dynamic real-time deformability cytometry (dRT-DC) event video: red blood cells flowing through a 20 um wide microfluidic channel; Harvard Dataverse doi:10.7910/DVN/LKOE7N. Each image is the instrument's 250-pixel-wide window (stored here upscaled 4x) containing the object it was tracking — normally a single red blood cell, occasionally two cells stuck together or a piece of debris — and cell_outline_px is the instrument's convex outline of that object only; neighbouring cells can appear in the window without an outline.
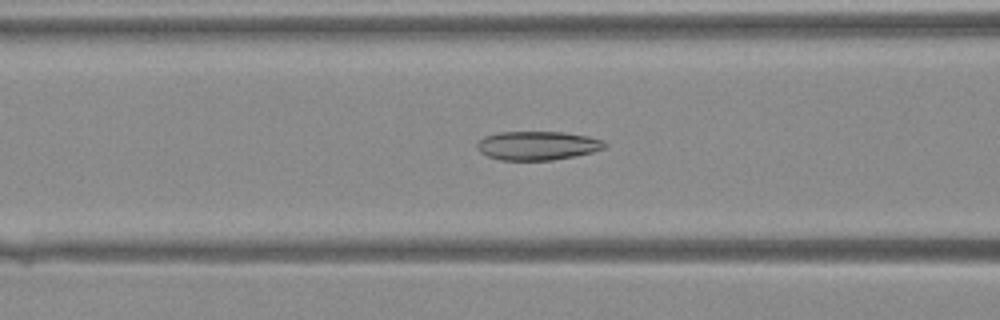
{"species": "Egyptian fruit bat (a non-hibernating species)", "species_latin": "Rousettus aegyptiacus", "temperature_condition": "warm", "stored_images_in_passage": 32, "camera_frame_rate_fps": 3000, "um_per_image_px": 0.085, "animal": {"sex": "female"}, "frame": {"image": 1, "passage_image": 7, "time_ms": 2.0, "image_size_px": [1000, 320], "cell_outline_px": [[608, 144], [604, 148], [592, 152], [576, 156], [552, 160], [500, 160], [488, 156], [480, 152], [476, 148], [476, 144], [484, 136], [500, 132], [560, 132], [588, 136], [604, 140]], "centroid_in_image_um": [45.69, 12.38], "position_along_channel_um": 120.9, "area_um2": 21.5}}
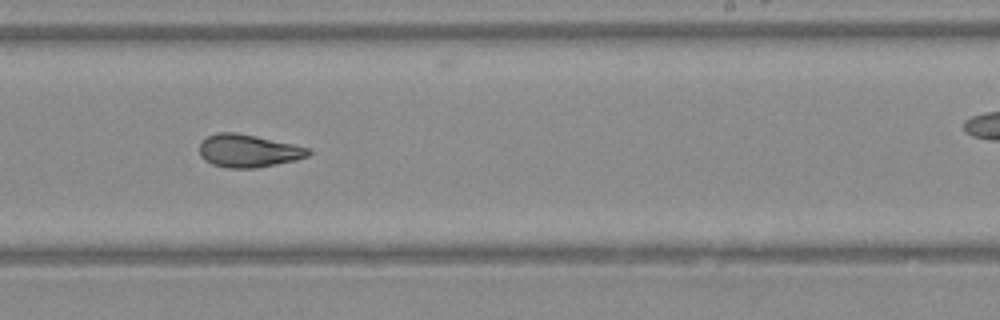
{"frame": {"image": 2, "passage_image": 16, "time_ms": 5.0, "image_size_px": [1000, 320], "cell_outline_px": [[312, 152], [308, 156], [296, 160], [256, 168], [228, 168], [212, 164], [204, 160], [200, 156], [200, 140], [216, 132], [236, 132], [292, 144], [308, 148]], "centroid_in_image_um": [21.06, 12.82], "position_along_channel_um": 267.9, "area_um2": 20.81}}
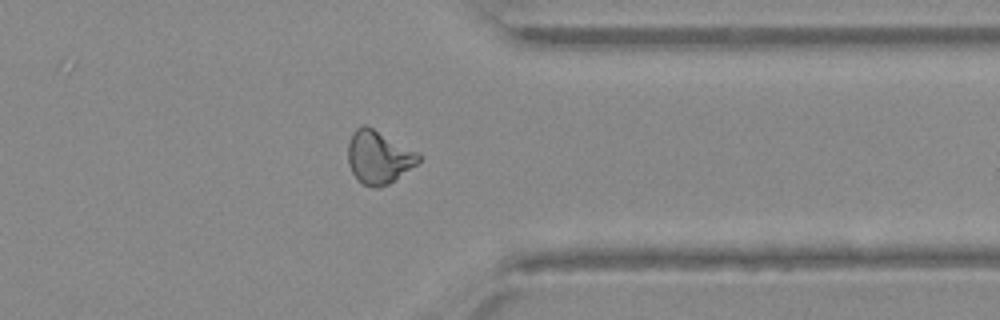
{"frame": {"image": 3, "passage_image": 23, "time_ms": 7.333, "image_size_px": [1000, 320], "cell_outline_px": [[420, 160], [416, 164], [388, 184], [376, 188], [372, 188], [364, 184], [352, 172], [348, 164], [348, 144], [352, 132], [356, 128], [364, 124], [372, 128], [416, 152], [420, 156]], "centroid_in_image_um": [32.14, 13.36], "position_along_channel_um": 379.3, "area_um2": 21.21}}